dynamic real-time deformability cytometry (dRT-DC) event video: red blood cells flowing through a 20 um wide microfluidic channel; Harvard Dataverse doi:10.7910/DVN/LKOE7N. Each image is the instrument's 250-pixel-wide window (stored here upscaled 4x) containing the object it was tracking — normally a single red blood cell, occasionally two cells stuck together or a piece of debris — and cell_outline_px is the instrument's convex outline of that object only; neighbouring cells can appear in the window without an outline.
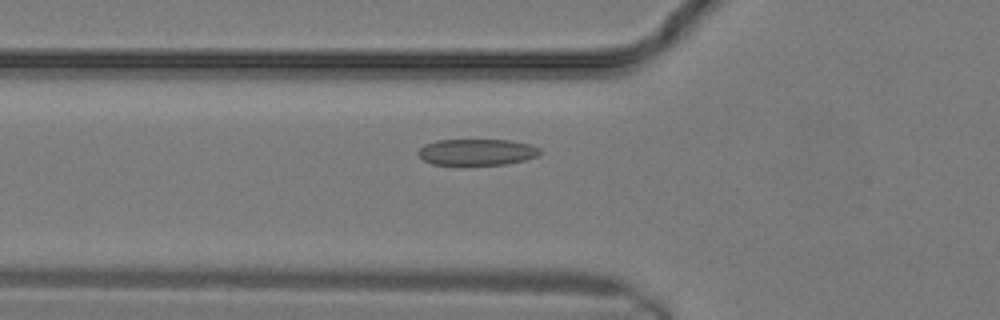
{"species": "common noctule bat (a hibernating species)", "species_latin": "Nyctalus noctula", "temperature_condition": "warm", "stored_images_in_passage": 7, "camera_frame_rate_fps": 3000, "um_per_image_px": 0.085, "animal": {"sex": "male", "body_mass_g": 19.2, "forearm_length_mm": 51.8}, "frame": {"image": 1, "passage_image": 5, "time_ms": 1.333, "image_size_px": [1000, 320], "cell_outline_px": [[540, 152], [536, 156], [524, 160], [508, 164], [464, 168], [432, 164], [424, 160], [416, 152], [424, 144], [436, 140], [508, 140], [528, 144], [540, 148]], "centroid_in_image_um": [40.46, 12.98], "position_along_channel_um": 85.3, "area_um2": 19.54}}
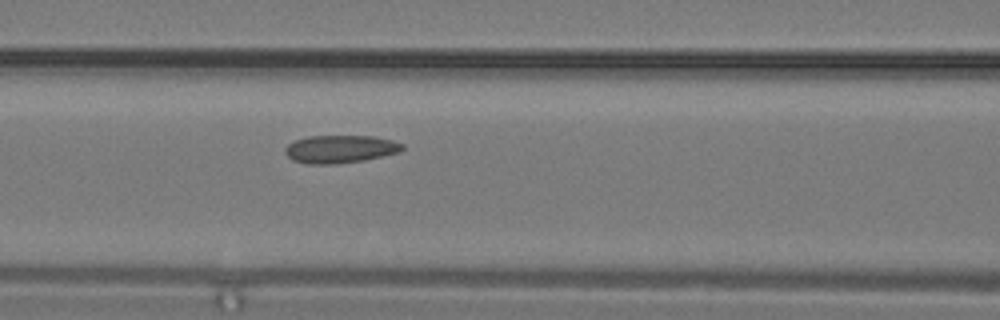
{"frame": {"image": 2, "passage_image": 7, "time_ms": 2.0, "image_size_px": [1000, 320], "cell_outline_px": [[404, 148], [400, 152], [364, 160], [336, 164], [308, 164], [292, 160], [284, 152], [284, 148], [288, 144], [296, 140], [308, 136], [372, 136], [392, 140], [404, 144]], "centroid_in_image_um": [28.91, 12.67], "position_along_channel_um": 137.7, "area_um2": 19.07}}